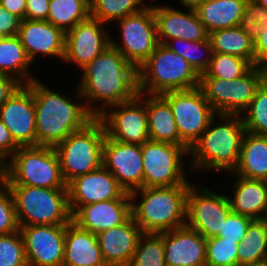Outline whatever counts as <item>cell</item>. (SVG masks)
<instances>
[{
  "mask_svg": "<svg viewBox=\"0 0 267 266\" xmlns=\"http://www.w3.org/2000/svg\"><path fill=\"white\" fill-rule=\"evenodd\" d=\"M63 266H107L97 235L80 228L72 220L65 228Z\"/></svg>",
  "mask_w": 267,
  "mask_h": 266,
  "instance_id": "26",
  "label": "cell"
},
{
  "mask_svg": "<svg viewBox=\"0 0 267 266\" xmlns=\"http://www.w3.org/2000/svg\"><path fill=\"white\" fill-rule=\"evenodd\" d=\"M5 182V175H0V185H3Z\"/></svg>",
  "mask_w": 267,
  "mask_h": 266,
  "instance_id": "52",
  "label": "cell"
},
{
  "mask_svg": "<svg viewBox=\"0 0 267 266\" xmlns=\"http://www.w3.org/2000/svg\"><path fill=\"white\" fill-rule=\"evenodd\" d=\"M0 119L18 146H36L34 96L27 84H23L1 105Z\"/></svg>",
  "mask_w": 267,
  "mask_h": 266,
  "instance_id": "20",
  "label": "cell"
},
{
  "mask_svg": "<svg viewBox=\"0 0 267 266\" xmlns=\"http://www.w3.org/2000/svg\"><path fill=\"white\" fill-rule=\"evenodd\" d=\"M131 215V199H113L82 205L72 215V221L97 235L124 223Z\"/></svg>",
  "mask_w": 267,
  "mask_h": 266,
  "instance_id": "24",
  "label": "cell"
},
{
  "mask_svg": "<svg viewBox=\"0 0 267 266\" xmlns=\"http://www.w3.org/2000/svg\"><path fill=\"white\" fill-rule=\"evenodd\" d=\"M227 174L228 180L230 178L229 174L232 177L230 179L234 178L232 186H229V192L226 191L231 211L251 217L254 220L265 219L267 210V181L247 179L232 172Z\"/></svg>",
  "mask_w": 267,
  "mask_h": 266,
  "instance_id": "25",
  "label": "cell"
},
{
  "mask_svg": "<svg viewBox=\"0 0 267 266\" xmlns=\"http://www.w3.org/2000/svg\"><path fill=\"white\" fill-rule=\"evenodd\" d=\"M102 165L127 193L143 188L141 145L123 143L106 135Z\"/></svg>",
  "mask_w": 267,
  "mask_h": 266,
  "instance_id": "19",
  "label": "cell"
},
{
  "mask_svg": "<svg viewBox=\"0 0 267 266\" xmlns=\"http://www.w3.org/2000/svg\"><path fill=\"white\" fill-rule=\"evenodd\" d=\"M164 232L143 233L128 266H166Z\"/></svg>",
  "mask_w": 267,
  "mask_h": 266,
  "instance_id": "36",
  "label": "cell"
},
{
  "mask_svg": "<svg viewBox=\"0 0 267 266\" xmlns=\"http://www.w3.org/2000/svg\"><path fill=\"white\" fill-rule=\"evenodd\" d=\"M241 117L247 132L267 136V79L257 89Z\"/></svg>",
  "mask_w": 267,
  "mask_h": 266,
  "instance_id": "37",
  "label": "cell"
},
{
  "mask_svg": "<svg viewBox=\"0 0 267 266\" xmlns=\"http://www.w3.org/2000/svg\"><path fill=\"white\" fill-rule=\"evenodd\" d=\"M145 3H147L148 5H152V4H155V2L157 1V0H149V2L148 1H146V0H143ZM153 2V3H152Z\"/></svg>",
  "mask_w": 267,
  "mask_h": 266,
  "instance_id": "55",
  "label": "cell"
},
{
  "mask_svg": "<svg viewBox=\"0 0 267 266\" xmlns=\"http://www.w3.org/2000/svg\"><path fill=\"white\" fill-rule=\"evenodd\" d=\"M266 79L267 69L253 65L233 81L200 77L199 87L216 114L241 115Z\"/></svg>",
  "mask_w": 267,
  "mask_h": 266,
  "instance_id": "9",
  "label": "cell"
},
{
  "mask_svg": "<svg viewBox=\"0 0 267 266\" xmlns=\"http://www.w3.org/2000/svg\"><path fill=\"white\" fill-rule=\"evenodd\" d=\"M143 234L132 215L122 224L97 234L107 266H128Z\"/></svg>",
  "mask_w": 267,
  "mask_h": 266,
  "instance_id": "23",
  "label": "cell"
},
{
  "mask_svg": "<svg viewBox=\"0 0 267 266\" xmlns=\"http://www.w3.org/2000/svg\"><path fill=\"white\" fill-rule=\"evenodd\" d=\"M239 243L221 237L206 239V266H238Z\"/></svg>",
  "mask_w": 267,
  "mask_h": 266,
  "instance_id": "39",
  "label": "cell"
},
{
  "mask_svg": "<svg viewBox=\"0 0 267 266\" xmlns=\"http://www.w3.org/2000/svg\"><path fill=\"white\" fill-rule=\"evenodd\" d=\"M18 149L19 146L14 142L10 131L0 119V159L6 162Z\"/></svg>",
  "mask_w": 267,
  "mask_h": 266,
  "instance_id": "46",
  "label": "cell"
},
{
  "mask_svg": "<svg viewBox=\"0 0 267 266\" xmlns=\"http://www.w3.org/2000/svg\"><path fill=\"white\" fill-rule=\"evenodd\" d=\"M90 17V0H50L47 21L65 33Z\"/></svg>",
  "mask_w": 267,
  "mask_h": 266,
  "instance_id": "33",
  "label": "cell"
},
{
  "mask_svg": "<svg viewBox=\"0 0 267 266\" xmlns=\"http://www.w3.org/2000/svg\"><path fill=\"white\" fill-rule=\"evenodd\" d=\"M258 4L262 5L267 10V0H255Z\"/></svg>",
  "mask_w": 267,
  "mask_h": 266,
  "instance_id": "51",
  "label": "cell"
},
{
  "mask_svg": "<svg viewBox=\"0 0 267 266\" xmlns=\"http://www.w3.org/2000/svg\"><path fill=\"white\" fill-rule=\"evenodd\" d=\"M162 96L169 102L181 138L188 150L199 139L216 115L200 87L170 91Z\"/></svg>",
  "mask_w": 267,
  "mask_h": 266,
  "instance_id": "12",
  "label": "cell"
},
{
  "mask_svg": "<svg viewBox=\"0 0 267 266\" xmlns=\"http://www.w3.org/2000/svg\"><path fill=\"white\" fill-rule=\"evenodd\" d=\"M193 1H210V0H193Z\"/></svg>",
  "mask_w": 267,
  "mask_h": 266,
  "instance_id": "57",
  "label": "cell"
},
{
  "mask_svg": "<svg viewBox=\"0 0 267 266\" xmlns=\"http://www.w3.org/2000/svg\"><path fill=\"white\" fill-rule=\"evenodd\" d=\"M17 36L24 46L28 58L34 62L37 58H49L63 63L65 53V32L48 21L21 20Z\"/></svg>",
  "mask_w": 267,
  "mask_h": 266,
  "instance_id": "21",
  "label": "cell"
},
{
  "mask_svg": "<svg viewBox=\"0 0 267 266\" xmlns=\"http://www.w3.org/2000/svg\"><path fill=\"white\" fill-rule=\"evenodd\" d=\"M245 133L241 115L216 114L188 151L191 173L233 172Z\"/></svg>",
  "mask_w": 267,
  "mask_h": 266,
  "instance_id": "3",
  "label": "cell"
},
{
  "mask_svg": "<svg viewBox=\"0 0 267 266\" xmlns=\"http://www.w3.org/2000/svg\"><path fill=\"white\" fill-rule=\"evenodd\" d=\"M255 65L267 69V25L262 27L261 34L254 40Z\"/></svg>",
  "mask_w": 267,
  "mask_h": 266,
  "instance_id": "47",
  "label": "cell"
},
{
  "mask_svg": "<svg viewBox=\"0 0 267 266\" xmlns=\"http://www.w3.org/2000/svg\"><path fill=\"white\" fill-rule=\"evenodd\" d=\"M50 0H26L25 19L47 21Z\"/></svg>",
  "mask_w": 267,
  "mask_h": 266,
  "instance_id": "45",
  "label": "cell"
},
{
  "mask_svg": "<svg viewBox=\"0 0 267 266\" xmlns=\"http://www.w3.org/2000/svg\"><path fill=\"white\" fill-rule=\"evenodd\" d=\"M41 79H34L27 84L34 96L36 145L55 148L95 117L88 111L76 85L73 97V93L68 96L61 90L56 91Z\"/></svg>",
  "mask_w": 267,
  "mask_h": 266,
  "instance_id": "2",
  "label": "cell"
},
{
  "mask_svg": "<svg viewBox=\"0 0 267 266\" xmlns=\"http://www.w3.org/2000/svg\"><path fill=\"white\" fill-rule=\"evenodd\" d=\"M21 19L0 4V38L18 34Z\"/></svg>",
  "mask_w": 267,
  "mask_h": 266,
  "instance_id": "44",
  "label": "cell"
},
{
  "mask_svg": "<svg viewBox=\"0 0 267 266\" xmlns=\"http://www.w3.org/2000/svg\"><path fill=\"white\" fill-rule=\"evenodd\" d=\"M138 92L162 95L199 86L200 75L183 57L159 43L138 68Z\"/></svg>",
  "mask_w": 267,
  "mask_h": 266,
  "instance_id": "5",
  "label": "cell"
},
{
  "mask_svg": "<svg viewBox=\"0 0 267 266\" xmlns=\"http://www.w3.org/2000/svg\"><path fill=\"white\" fill-rule=\"evenodd\" d=\"M105 139L106 131L102 121L94 118L54 148L66 184L102 166Z\"/></svg>",
  "mask_w": 267,
  "mask_h": 266,
  "instance_id": "8",
  "label": "cell"
},
{
  "mask_svg": "<svg viewBox=\"0 0 267 266\" xmlns=\"http://www.w3.org/2000/svg\"><path fill=\"white\" fill-rule=\"evenodd\" d=\"M32 65L17 35L0 38V74L15 77L22 84H29L38 78L31 71Z\"/></svg>",
  "mask_w": 267,
  "mask_h": 266,
  "instance_id": "30",
  "label": "cell"
},
{
  "mask_svg": "<svg viewBox=\"0 0 267 266\" xmlns=\"http://www.w3.org/2000/svg\"><path fill=\"white\" fill-rule=\"evenodd\" d=\"M188 151L184 146L151 140L141 145L143 187L191 184L192 180L189 179L191 169L188 167L189 162H186L189 161L187 160L189 158Z\"/></svg>",
  "mask_w": 267,
  "mask_h": 266,
  "instance_id": "10",
  "label": "cell"
},
{
  "mask_svg": "<svg viewBox=\"0 0 267 266\" xmlns=\"http://www.w3.org/2000/svg\"><path fill=\"white\" fill-rule=\"evenodd\" d=\"M149 139L181 146V138L169 102L162 95L146 94Z\"/></svg>",
  "mask_w": 267,
  "mask_h": 266,
  "instance_id": "28",
  "label": "cell"
},
{
  "mask_svg": "<svg viewBox=\"0 0 267 266\" xmlns=\"http://www.w3.org/2000/svg\"><path fill=\"white\" fill-rule=\"evenodd\" d=\"M193 0H178L177 3H191Z\"/></svg>",
  "mask_w": 267,
  "mask_h": 266,
  "instance_id": "53",
  "label": "cell"
},
{
  "mask_svg": "<svg viewBox=\"0 0 267 266\" xmlns=\"http://www.w3.org/2000/svg\"><path fill=\"white\" fill-rule=\"evenodd\" d=\"M264 220H267V210H266V213H265V219Z\"/></svg>",
  "mask_w": 267,
  "mask_h": 266,
  "instance_id": "56",
  "label": "cell"
},
{
  "mask_svg": "<svg viewBox=\"0 0 267 266\" xmlns=\"http://www.w3.org/2000/svg\"><path fill=\"white\" fill-rule=\"evenodd\" d=\"M247 0L192 1L207 32L239 26Z\"/></svg>",
  "mask_w": 267,
  "mask_h": 266,
  "instance_id": "27",
  "label": "cell"
},
{
  "mask_svg": "<svg viewBox=\"0 0 267 266\" xmlns=\"http://www.w3.org/2000/svg\"><path fill=\"white\" fill-rule=\"evenodd\" d=\"M246 266H267V262L260 263V264L246 265Z\"/></svg>",
  "mask_w": 267,
  "mask_h": 266,
  "instance_id": "54",
  "label": "cell"
},
{
  "mask_svg": "<svg viewBox=\"0 0 267 266\" xmlns=\"http://www.w3.org/2000/svg\"><path fill=\"white\" fill-rule=\"evenodd\" d=\"M190 187H143L131 192L132 217L142 232L161 233L185 226Z\"/></svg>",
  "mask_w": 267,
  "mask_h": 266,
  "instance_id": "4",
  "label": "cell"
},
{
  "mask_svg": "<svg viewBox=\"0 0 267 266\" xmlns=\"http://www.w3.org/2000/svg\"><path fill=\"white\" fill-rule=\"evenodd\" d=\"M66 225L20 227L28 266H63Z\"/></svg>",
  "mask_w": 267,
  "mask_h": 266,
  "instance_id": "18",
  "label": "cell"
},
{
  "mask_svg": "<svg viewBox=\"0 0 267 266\" xmlns=\"http://www.w3.org/2000/svg\"><path fill=\"white\" fill-rule=\"evenodd\" d=\"M209 38L213 52L238 56L255 65L254 41L240 26L215 30Z\"/></svg>",
  "mask_w": 267,
  "mask_h": 266,
  "instance_id": "31",
  "label": "cell"
},
{
  "mask_svg": "<svg viewBox=\"0 0 267 266\" xmlns=\"http://www.w3.org/2000/svg\"><path fill=\"white\" fill-rule=\"evenodd\" d=\"M199 183L191 182L187 195L186 226L207 239L219 234L231 207L226 192Z\"/></svg>",
  "mask_w": 267,
  "mask_h": 266,
  "instance_id": "13",
  "label": "cell"
},
{
  "mask_svg": "<svg viewBox=\"0 0 267 266\" xmlns=\"http://www.w3.org/2000/svg\"><path fill=\"white\" fill-rule=\"evenodd\" d=\"M0 4L21 20L25 19L26 0H0Z\"/></svg>",
  "mask_w": 267,
  "mask_h": 266,
  "instance_id": "49",
  "label": "cell"
},
{
  "mask_svg": "<svg viewBox=\"0 0 267 266\" xmlns=\"http://www.w3.org/2000/svg\"><path fill=\"white\" fill-rule=\"evenodd\" d=\"M113 140L123 143L143 145L149 139L146 93L138 95L128 102L109 107L98 117Z\"/></svg>",
  "mask_w": 267,
  "mask_h": 266,
  "instance_id": "14",
  "label": "cell"
},
{
  "mask_svg": "<svg viewBox=\"0 0 267 266\" xmlns=\"http://www.w3.org/2000/svg\"><path fill=\"white\" fill-rule=\"evenodd\" d=\"M147 6L143 0H90V17L112 27L118 19L140 12Z\"/></svg>",
  "mask_w": 267,
  "mask_h": 266,
  "instance_id": "34",
  "label": "cell"
},
{
  "mask_svg": "<svg viewBox=\"0 0 267 266\" xmlns=\"http://www.w3.org/2000/svg\"><path fill=\"white\" fill-rule=\"evenodd\" d=\"M113 24L119 26L120 33L116 34H120V41L111 35V45L138 70L159 44L152 6L148 5L140 12L118 19Z\"/></svg>",
  "mask_w": 267,
  "mask_h": 266,
  "instance_id": "11",
  "label": "cell"
},
{
  "mask_svg": "<svg viewBox=\"0 0 267 266\" xmlns=\"http://www.w3.org/2000/svg\"><path fill=\"white\" fill-rule=\"evenodd\" d=\"M68 203L73 215L82 205L113 199H131L112 173L103 165L67 184Z\"/></svg>",
  "mask_w": 267,
  "mask_h": 266,
  "instance_id": "17",
  "label": "cell"
},
{
  "mask_svg": "<svg viewBox=\"0 0 267 266\" xmlns=\"http://www.w3.org/2000/svg\"><path fill=\"white\" fill-rule=\"evenodd\" d=\"M253 221L254 219L251 217L231 211L225 219L222 229L217 237L225 238L229 241H237V243L240 244L249 225Z\"/></svg>",
  "mask_w": 267,
  "mask_h": 266,
  "instance_id": "43",
  "label": "cell"
},
{
  "mask_svg": "<svg viewBox=\"0 0 267 266\" xmlns=\"http://www.w3.org/2000/svg\"><path fill=\"white\" fill-rule=\"evenodd\" d=\"M166 266H206V238L183 226L164 232Z\"/></svg>",
  "mask_w": 267,
  "mask_h": 266,
  "instance_id": "22",
  "label": "cell"
},
{
  "mask_svg": "<svg viewBox=\"0 0 267 266\" xmlns=\"http://www.w3.org/2000/svg\"><path fill=\"white\" fill-rule=\"evenodd\" d=\"M107 27V28H106ZM107 24L89 17L65 33L64 64L80 70L111 45ZM110 31V32H109ZM76 65V66H75Z\"/></svg>",
  "mask_w": 267,
  "mask_h": 266,
  "instance_id": "15",
  "label": "cell"
},
{
  "mask_svg": "<svg viewBox=\"0 0 267 266\" xmlns=\"http://www.w3.org/2000/svg\"><path fill=\"white\" fill-rule=\"evenodd\" d=\"M164 45L187 60L199 75L207 70L213 55L210 38L200 41L171 39Z\"/></svg>",
  "mask_w": 267,
  "mask_h": 266,
  "instance_id": "35",
  "label": "cell"
},
{
  "mask_svg": "<svg viewBox=\"0 0 267 266\" xmlns=\"http://www.w3.org/2000/svg\"><path fill=\"white\" fill-rule=\"evenodd\" d=\"M14 198L19 227L67 225L72 220L67 189L7 185Z\"/></svg>",
  "mask_w": 267,
  "mask_h": 266,
  "instance_id": "7",
  "label": "cell"
},
{
  "mask_svg": "<svg viewBox=\"0 0 267 266\" xmlns=\"http://www.w3.org/2000/svg\"><path fill=\"white\" fill-rule=\"evenodd\" d=\"M252 65L238 56L213 52L207 70L200 77H215L233 81L245 74Z\"/></svg>",
  "mask_w": 267,
  "mask_h": 266,
  "instance_id": "38",
  "label": "cell"
},
{
  "mask_svg": "<svg viewBox=\"0 0 267 266\" xmlns=\"http://www.w3.org/2000/svg\"><path fill=\"white\" fill-rule=\"evenodd\" d=\"M238 266L267 262V220H254L239 244Z\"/></svg>",
  "mask_w": 267,
  "mask_h": 266,
  "instance_id": "32",
  "label": "cell"
},
{
  "mask_svg": "<svg viewBox=\"0 0 267 266\" xmlns=\"http://www.w3.org/2000/svg\"><path fill=\"white\" fill-rule=\"evenodd\" d=\"M267 25V10L255 0H247L239 26L254 41Z\"/></svg>",
  "mask_w": 267,
  "mask_h": 266,
  "instance_id": "41",
  "label": "cell"
},
{
  "mask_svg": "<svg viewBox=\"0 0 267 266\" xmlns=\"http://www.w3.org/2000/svg\"><path fill=\"white\" fill-rule=\"evenodd\" d=\"M80 71L76 86L95 118L109 107L128 102L139 93L137 69L112 45Z\"/></svg>",
  "mask_w": 267,
  "mask_h": 266,
  "instance_id": "1",
  "label": "cell"
},
{
  "mask_svg": "<svg viewBox=\"0 0 267 266\" xmlns=\"http://www.w3.org/2000/svg\"><path fill=\"white\" fill-rule=\"evenodd\" d=\"M159 43L171 39L200 41L209 38L205 25L200 21L191 3H180L181 8L169 4H152Z\"/></svg>",
  "mask_w": 267,
  "mask_h": 266,
  "instance_id": "16",
  "label": "cell"
},
{
  "mask_svg": "<svg viewBox=\"0 0 267 266\" xmlns=\"http://www.w3.org/2000/svg\"><path fill=\"white\" fill-rule=\"evenodd\" d=\"M0 266H28L20 230L0 235Z\"/></svg>",
  "mask_w": 267,
  "mask_h": 266,
  "instance_id": "40",
  "label": "cell"
},
{
  "mask_svg": "<svg viewBox=\"0 0 267 266\" xmlns=\"http://www.w3.org/2000/svg\"><path fill=\"white\" fill-rule=\"evenodd\" d=\"M22 85L15 77L0 74V107Z\"/></svg>",
  "mask_w": 267,
  "mask_h": 266,
  "instance_id": "48",
  "label": "cell"
},
{
  "mask_svg": "<svg viewBox=\"0 0 267 266\" xmlns=\"http://www.w3.org/2000/svg\"><path fill=\"white\" fill-rule=\"evenodd\" d=\"M19 230L14 198L4 183L0 185V235L15 233Z\"/></svg>",
  "mask_w": 267,
  "mask_h": 266,
  "instance_id": "42",
  "label": "cell"
},
{
  "mask_svg": "<svg viewBox=\"0 0 267 266\" xmlns=\"http://www.w3.org/2000/svg\"><path fill=\"white\" fill-rule=\"evenodd\" d=\"M0 175H5V162L0 159Z\"/></svg>",
  "mask_w": 267,
  "mask_h": 266,
  "instance_id": "50",
  "label": "cell"
},
{
  "mask_svg": "<svg viewBox=\"0 0 267 266\" xmlns=\"http://www.w3.org/2000/svg\"><path fill=\"white\" fill-rule=\"evenodd\" d=\"M232 173L247 179L267 181V136L246 131L239 162Z\"/></svg>",
  "mask_w": 267,
  "mask_h": 266,
  "instance_id": "29",
  "label": "cell"
},
{
  "mask_svg": "<svg viewBox=\"0 0 267 266\" xmlns=\"http://www.w3.org/2000/svg\"><path fill=\"white\" fill-rule=\"evenodd\" d=\"M6 185L67 189L56 150L47 146H19L5 162Z\"/></svg>",
  "mask_w": 267,
  "mask_h": 266,
  "instance_id": "6",
  "label": "cell"
}]
</instances>
